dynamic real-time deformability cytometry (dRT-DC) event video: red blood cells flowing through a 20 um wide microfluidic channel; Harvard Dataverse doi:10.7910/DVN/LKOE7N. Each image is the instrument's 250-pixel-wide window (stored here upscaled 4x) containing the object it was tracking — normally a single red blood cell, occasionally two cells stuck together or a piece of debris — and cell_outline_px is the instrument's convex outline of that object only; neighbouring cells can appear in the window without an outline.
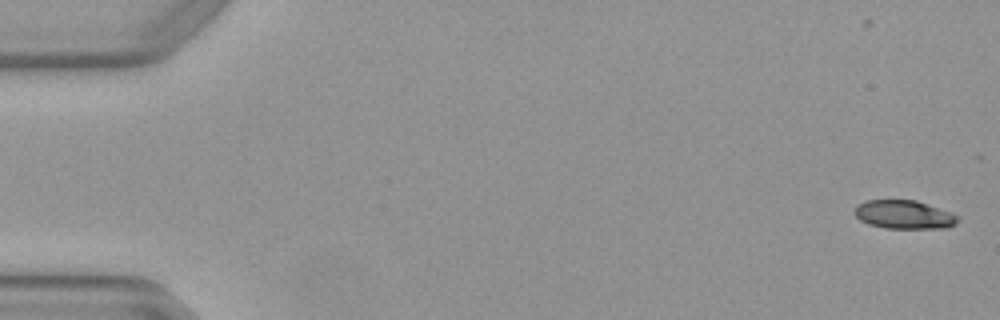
{"species": "Egyptian fruit bat (a non-hibernating species)", "species_latin": "Rousettus aegyptiacus", "temperature_condition": "warm", "stored_images_in_passage": 6, "camera_frame_rate_fps": 3000, "um_per_image_px": 0.085, "animal": {"sex": "female"}, "frame": {"image": 1, "passage_image": 1, "time_ms": 0.0, "image_size_px": [1000, 320], "cell_outline_px": [[960, 216], [956, 224], [948, 228], [884, 228], [868, 224], [860, 220], [856, 216], [856, 204], [864, 200], [916, 200], [952, 212]], "centroid_in_image_um": [76.88, 18.24], "position_along_channel_um": 8.1, "area_um2": 17.34}}